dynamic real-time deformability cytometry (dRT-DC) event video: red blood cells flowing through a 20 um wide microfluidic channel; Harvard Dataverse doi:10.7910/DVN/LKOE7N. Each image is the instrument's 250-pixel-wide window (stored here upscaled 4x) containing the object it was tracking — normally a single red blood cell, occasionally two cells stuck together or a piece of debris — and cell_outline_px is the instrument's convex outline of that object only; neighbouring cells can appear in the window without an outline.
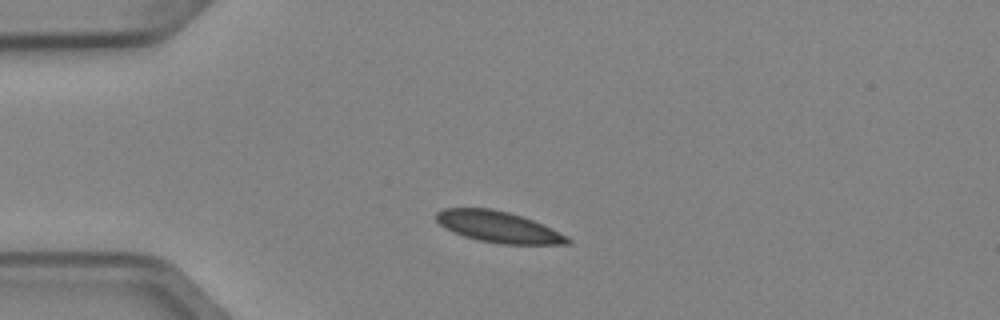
{"species": "Egyptian fruit bat (a non-hibernating species)", "species_latin": "Rousettus aegyptiacus", "temperature_condition": "cold", "stored_images_in_passage": 1, "camera_frame_rate_fps": 3000, "um_per_image_px": 0.085, "animal": {"sex": "female"}, "frame": {"image": 1, "passage_image": 1, "time_ms": 0.0, "image_size_px": [1000, 320], "cell_outline_px": [[572, 244], [500, 244], [476, 240], [464, 236], [444, 228], [436, 220], [436, 212], [444, 208], [492, 208], [508, 212], [544, 224], [568, 236], [572, 240]], "centroid_in_image_um": [42.38, 19.29], "position_along_channel_um": 42.6, "area_um2": 23.99}}